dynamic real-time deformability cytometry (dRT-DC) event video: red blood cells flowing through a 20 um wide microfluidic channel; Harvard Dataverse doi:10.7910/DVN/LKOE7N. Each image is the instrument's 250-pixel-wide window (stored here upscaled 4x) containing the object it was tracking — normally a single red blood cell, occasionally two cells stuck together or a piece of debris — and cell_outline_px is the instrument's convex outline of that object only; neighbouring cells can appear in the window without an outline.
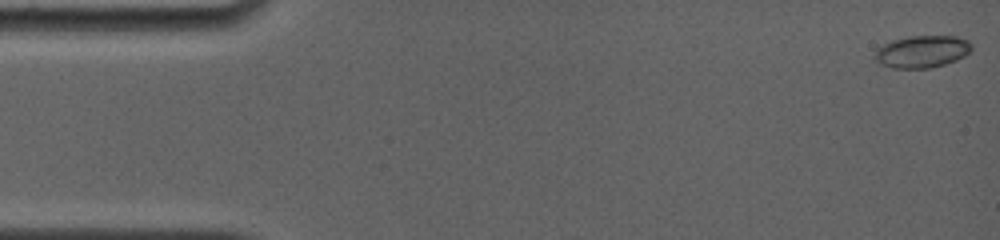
{"species": "common noctule bat (a hibernating species)", "species_latin": "Nyctalus noctula", "temperature_condition": "room temperature", "stored_images_in_passage": 36, "camera_frame_rate_fps": 4000, "um_per_image_px": 0.085, "animal": {"sex": "female", "body_mass_g": 19.0, "forearm_length_mm": 56.7}, "frame": {"image": 1, "passage_image": 1, "time_ms": 0.0, "image_size_px": [1000, 240], "cell_outline_px": [[972, 48], [964, 56], [956, 60], [944, 64], [928, 68], [892, 68], [880, 64], [872, 56], [876, 48], [892, 40], [908, 36], [956, 36], [968, 40], [972, 44]], "centroid_in_image_um": [78.34, 4.38], "position_along_channel_um": 6.7, "area_um2": 18.26}}
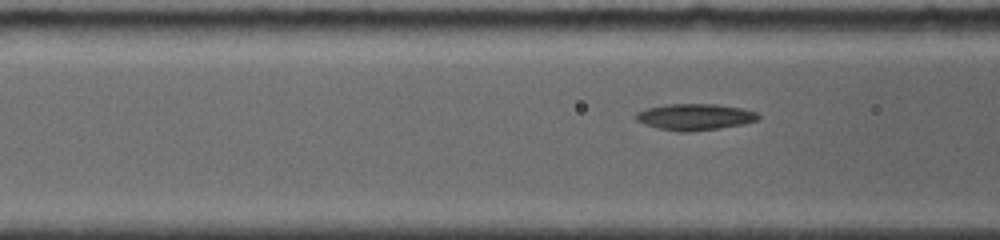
{"frame": {"image": 2, "passage_image": 24, "time_ms": 6.0, "image_size_px": [1000, 240], "cell_outline_px": [[760, 116], [756, 120], [744, 124], [720, 128], [688, 132], [680, 132], [660, 128], [644, 124], [636, 120], [636, 112], [648, 108], [668, 104], [716, 104], [740, 108], [756, 112]], "centroid_in_image_um": [59.06, 9.94], "position_along_channel_um": 107.5, "area_um2": 18.61}}
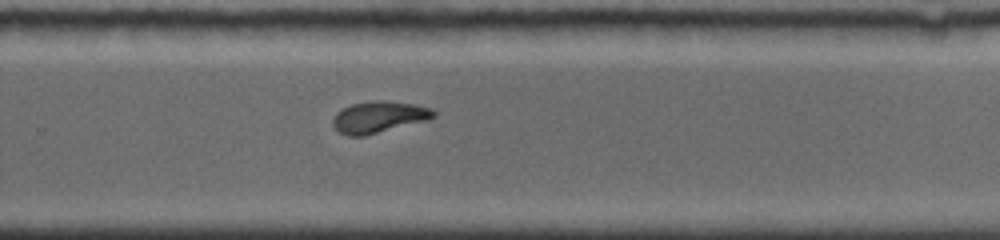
{"frame": {"image": 3, "passage_image": 36, "time_ms": 11.0, "image_size_px": [1000, 240], "cell_outline_px": [[436, 116], [428, 120], [364, 136], [348, 136], [340, 132], [332, 124], [332, 120], [336, 112], [352, 104], [376, 100], [384, 100], [416, 104], [432, 108], [436, 112]], "centroid_in_image_um": [32.23, 9.94], "position_along_channel_um": 297.6, "area_um2": 18.55}}